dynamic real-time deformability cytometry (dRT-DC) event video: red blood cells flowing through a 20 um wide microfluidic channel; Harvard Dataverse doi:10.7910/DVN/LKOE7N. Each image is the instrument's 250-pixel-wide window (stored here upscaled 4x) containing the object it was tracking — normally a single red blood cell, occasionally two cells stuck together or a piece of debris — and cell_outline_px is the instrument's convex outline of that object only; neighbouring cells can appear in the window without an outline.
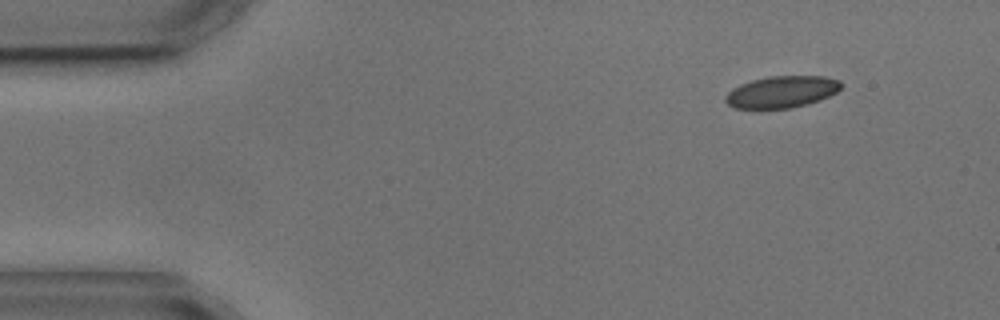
{"species": "common noctule bat (a hibernating species)", "species_latin": "Nyctalus noctula", "temperature_condition": "cold", "stored_images_in_passage": 8, "camera_frame_rate_fps": 3000, "um_per_image_px": 0.085, "animal": {"sex": "male", "body_mass_g": 17.9, "forearm_length_mm": 54.2}, "frame": {"image": 1, "passage_image": 1, "time_ms": 0.0, "image_size_px": [1000, 320], "cell_outline_px": [[844, 84], [836, 92], [820, 100], [808, 104], [792, 108], [736, 108], [728, 104], [724, 100], [724, 96], [732, 88], [740, 84], [752, 80], [768, 76], [824, 76], [840, 80]], "centroid_in_image_um": [66.45, 7.8], "position_along_channel_um": 18.5, "area_um2": 21.5}}
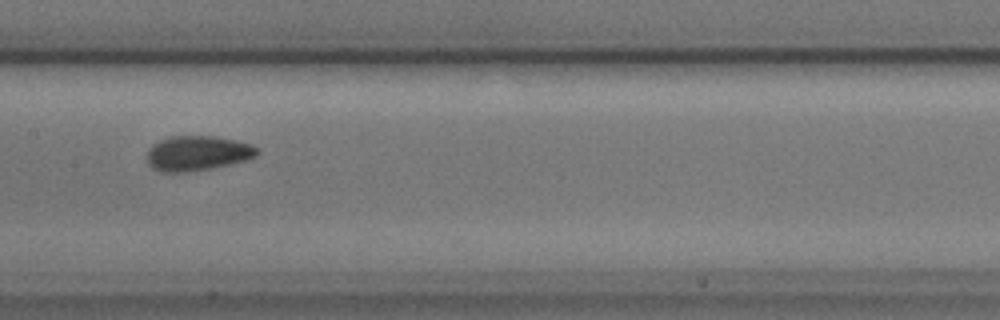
{"frame": {"image": 2, "passage_image": 7, "time_ms": 7.0, "image_size_px": [1000, 320], "cell_outline_px": [[260, 152], [256, 156], [248, 160], [212, 168], [184, 172], [160, 172], [152, 168], [148, 164], [148, 148], [152, 144], [160, 140], [172, 136], [212, 136], [236, 140], [252, 144], [260, 148]], "centroid_in_image_um": [16.82, 13.02], "position_along_channel_um": 190.6, "area_um2": 22.6}}
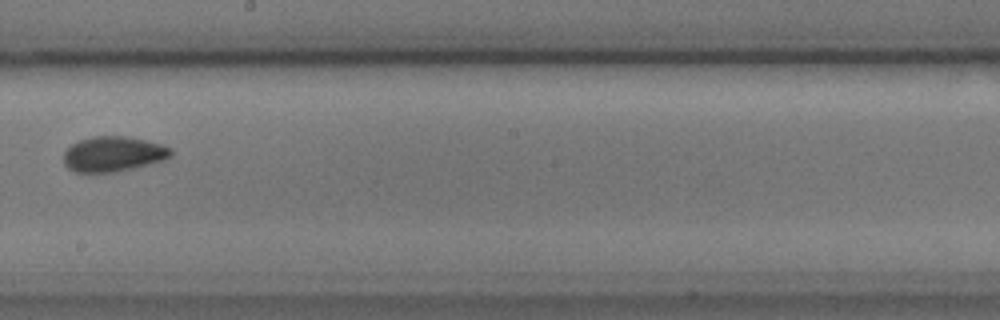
{"frame": {"image": 3, "passage_image": 8, "time_ms": 8.333, "image_size_px": [1000, 320], "cell_outline_px": [[172, 156], [164, 160], [116, 172], [76, 172], [68, 168], [64, 164], [64, 152], [72, 144], [80, 140], [92, 136], [124, 136], [144, 140], [160, 144], [172, 148]], "centroid_in_image_um": [9.62, 13.09], "position_along_channel_um": 238.6, "area_um2": 21.85}}